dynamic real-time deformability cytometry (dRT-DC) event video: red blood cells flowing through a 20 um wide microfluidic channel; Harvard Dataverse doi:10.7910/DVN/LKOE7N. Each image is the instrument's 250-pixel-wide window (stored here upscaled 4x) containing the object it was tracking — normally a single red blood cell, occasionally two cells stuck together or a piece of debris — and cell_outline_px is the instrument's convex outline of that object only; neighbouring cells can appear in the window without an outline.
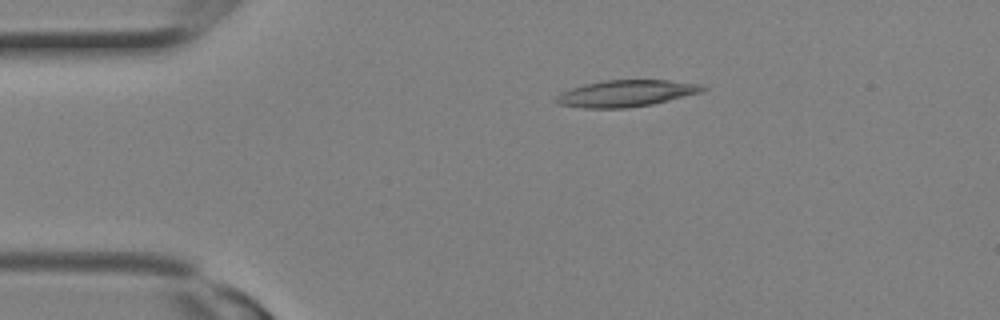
{"species": "Egyptian fruit bat (a non-hibernating species)", "species_latin": "Rousettus aegyptiacus", "temperature_condition": "room temperature", "stored_images_in_passage": 2, "camera_frame_rate_fps": 3000, "um_per_image_px": 0.085, "animal": {"sex": "female"}, "frame": {"image": 1, "passage_image": 1, "time_ms": 0.0, "image_size_px": [1000, 320], "cell_outline_px": [[708, 88], [704, 92], [652, 104], [628, 108], [584, 108], [560, 104], [552, 100], [560, 92], [584, 84], [604, 80], [668, 80], [700, 84]], "centroid_in_image_um": [53.23, 7.94], "position_along_channel_um": 31.8, "area_um2": 22.83}}